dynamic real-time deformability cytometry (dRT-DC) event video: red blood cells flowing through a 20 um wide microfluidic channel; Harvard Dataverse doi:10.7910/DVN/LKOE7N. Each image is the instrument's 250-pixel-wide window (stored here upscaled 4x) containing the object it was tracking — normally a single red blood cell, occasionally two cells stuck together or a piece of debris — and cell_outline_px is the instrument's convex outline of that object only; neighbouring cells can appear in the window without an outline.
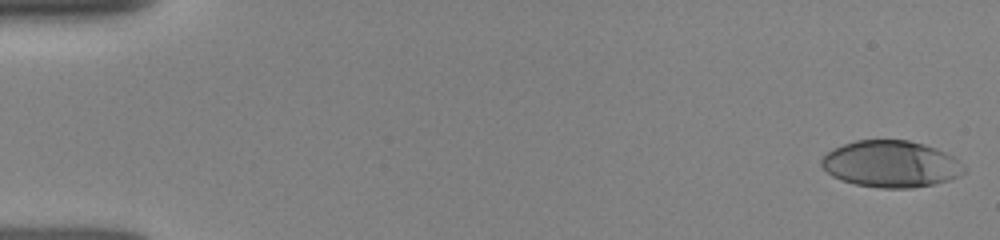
{"species": "human", "species_latin": "Homo sapiens", "temperature_condition": "room temperature", "stored_images_in_passage": 25, "camera_frame_rate_fps": 3000, "um_per_image_px": 0.085, "donor": {"sex": "female"}, "frame": {"image": 1, "passage_image": 1, "time_ms": 0.0, "image_size_px": [1000, 240], "cell_outline_px": [[968, 168], [964, 172], [948, 180], [932, 184], [912, 188], [880, 188], [856, 184], [840, 180], [832, 176], [820, 164], [820, 160], [832, 148], [856, 140], [908, 140], [924, 144], [936, 148], [952, 156]], "centroid_in_image_um": [75.71, 13.94], "position_along_channel_um": 9.3, "area_um2": 38.67}}
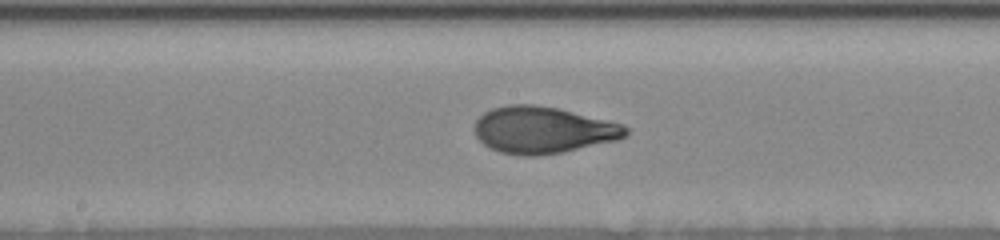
{"frame": {"image": 2, "passage_image": 14, "time_ms": 8.333, "image_size_px": [1000, 240], "cell_outline_px": [[628, 136], [616, 140], [564, 152], [536, 156], [524, 156], [500, 152], [484, 144], [476, 136], [472, 128], [476, 120], [484, 112], [492, 108], [508, 104], [536, 104], [560, 108], [624, 124], [628, 128]], "centroid_in_image_um": [46.15, 11.04], "position_along_channel_um": 202.0, "area_um2": 41.62}}
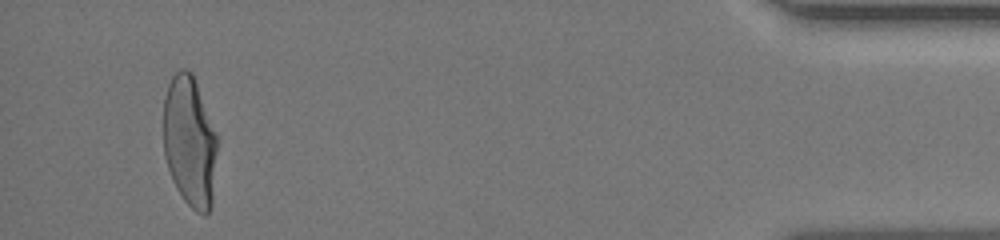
{"frame": {"image": 3, "passage_image": 25, "time_ms": 15.333, "image_size_px": [1000, 240], "cell_outline_px": [[220, 140], [212, 204], [208, 212], [204, 216], [196, 212], [184, 200], [176, 188], [172, 180], [164, 156], [164, 96], [168, 84], [172, 76], [180, 68], [188, 68], [192, 72]], "centroid_in_image_um": [16.16, 12.04], "position_along_channel_um": 419.0, "area_um2": 42.14}}